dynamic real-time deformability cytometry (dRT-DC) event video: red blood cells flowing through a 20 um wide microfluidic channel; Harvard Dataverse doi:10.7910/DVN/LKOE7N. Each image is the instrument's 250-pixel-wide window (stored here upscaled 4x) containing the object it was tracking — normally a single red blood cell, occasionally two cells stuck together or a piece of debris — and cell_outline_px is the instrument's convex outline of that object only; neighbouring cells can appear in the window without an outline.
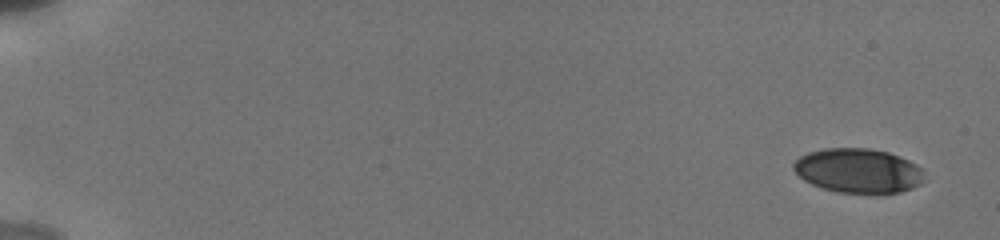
{"species": "human", "species_latin": "Homo sapiens", "temperature_condition": "cold", "stored_images_in_passage": 24, "camera_frame_rate_fps": 3000, "um_per_image_px": 0.085, "donor": {"sex": "male"}, "frame": {"image": 1, "passage_image": 1, "time_ms": 0.0, "image_size_px": [1000, 240], "cell_outline_px": [[924, 180], [920, 184], [912, 188], [900, 192], [836, 192], [812, 184], [804, 180], [792, 168], [792, 164], [800, 156], [808, 152], [824, 148], [868, 148], [888, 152], [908, 160], [916, 164], [924, 172]], "centroid_in_image_um": [72.94, 14.49], "position_along_channel_um": 12.1, "area_um2": 33.64}}
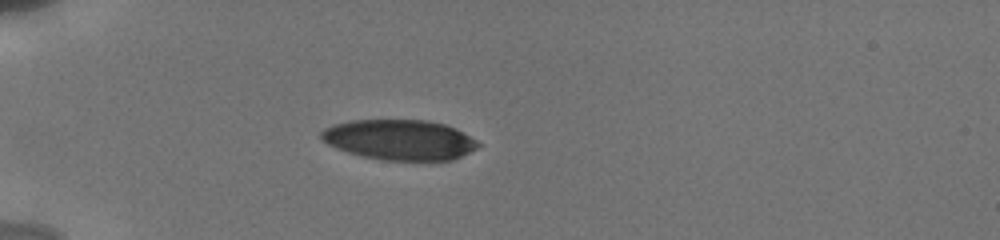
{"frame": {"image": 2, "passage_image": 20, "time_ms": 5.0, "image_size_px": [1000, 240], "cell_outline_px": [[480, 144], [476, 148], [452, 160], [384, 160], [364, 156], [348, 152], [336, 148], [320, 140], [320, 132], [324, 128], [332, 124], [352, 120], [428, 120], [444, 124], [456, 128], [476, 140]], "centroid_in_image_um": [33.92, 11.87], "position_along_channel_um": 51.1, "area_um2": 36.76}}